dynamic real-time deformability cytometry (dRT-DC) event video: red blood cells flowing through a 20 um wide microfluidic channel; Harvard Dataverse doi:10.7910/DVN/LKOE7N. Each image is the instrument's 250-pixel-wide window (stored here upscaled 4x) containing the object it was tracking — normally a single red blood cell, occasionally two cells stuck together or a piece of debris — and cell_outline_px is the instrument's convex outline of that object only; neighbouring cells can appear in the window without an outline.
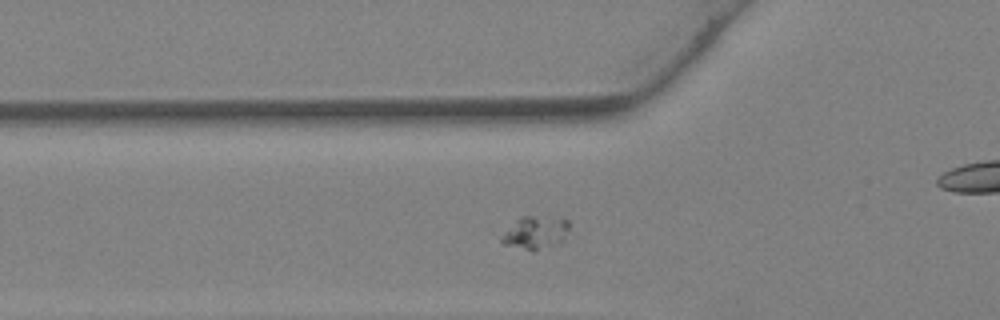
{"species": "Egyptian fruit bat (a non-hibernating species)", "species_latin": "Rousettus aegyptiacus", "temperature_condition": "warm", "stored_images_in_passage": 30, "camera_frame_rate_fps": 3000, "um_per_image_px": 0.085, "animal": {"sex": "female"}, "frame": {"image": 1, "passage_image": 8, "time_ms": 2.333, "image_size_px": [1000, 320], "cell_outline_px": [[568, 228], [564, 240], [560, 244], [536, 252], [532, 252], [500, 244], [500, 236], [520, 216], [564, 216], [568, 220]], "centroid_in_image_um": [45.52, 19.79], "position_along_channel_um": 80.3, "area_um2": 13.76}}
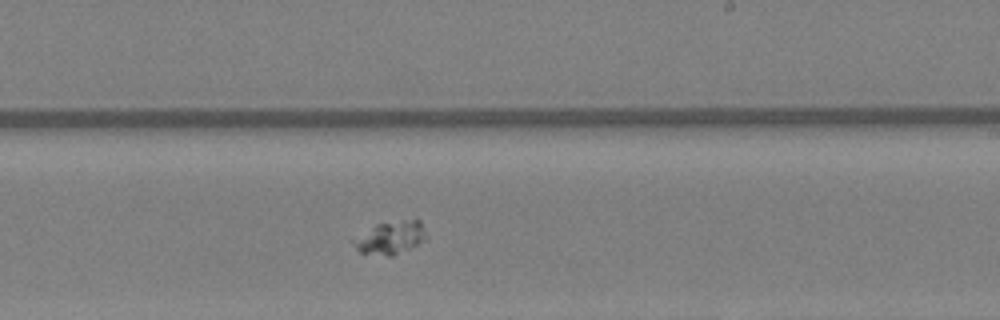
{"frame": {"image": 2, "passage_image": 18, "time_ms": 5.667, "image_size_px": [1000, 320], "cell_outline_px": [[428, 240], [392, 256], [388, 256], [360, 252], [348, 240], [352, 236], [376, 224], [416, 216], [420, 220], [428, 236]], "centroid_in_image_um": [33.2, 20.15], "position_along_channel_um": 255.8, "area_um2": 14.8}}
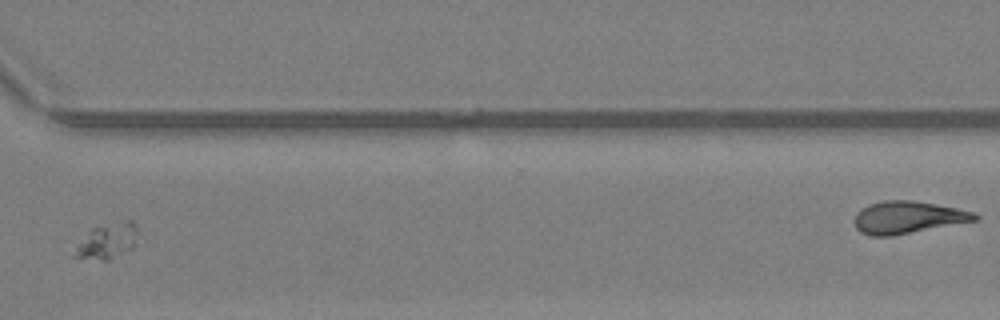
{"frame": {"image": 3, "passage_image": 24, "time_ms": 7.667, "image_size_px": [1000, 320], "cell_outline_px": [[136, 244], [132, 248], [108, 260], [80, 260], [72, 256], [76, 248], [88, 232], [92, 228], [128, 220], [132, 220], [136, 224]], "centroid_in_image_um": [9.1, 20.53], "position_along_channel_um": 361.5, "area_um2": 12.89}}